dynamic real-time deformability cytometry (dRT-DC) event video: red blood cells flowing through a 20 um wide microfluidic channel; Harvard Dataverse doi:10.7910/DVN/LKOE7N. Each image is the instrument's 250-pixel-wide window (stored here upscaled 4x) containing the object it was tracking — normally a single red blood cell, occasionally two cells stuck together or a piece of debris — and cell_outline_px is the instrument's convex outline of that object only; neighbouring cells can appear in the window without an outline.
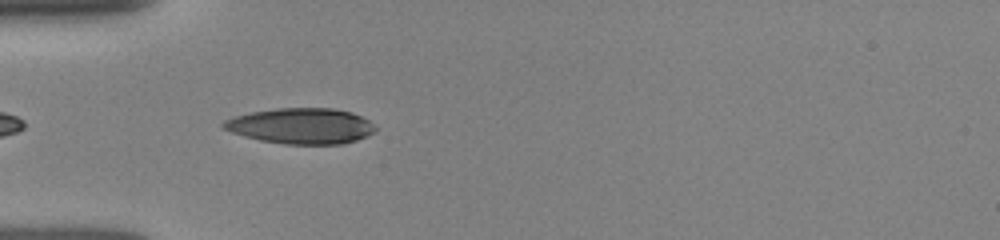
{"species": "human", "species_latin": "Homo sapiens", "temperature_condition": "room temperature", "stored_images_in_passage": 12, "camera_frame_rate_fps": 3000, "um_per_image_px": 0.085, "donor": {"sex": "female"}, "frame": {"image": 1, "passage_image": 10, "time_ms": 4.0, "image_size_px": [1000, 240], "cell_outline_px": [[376, 128], [368, 136], [344, 144], [284, 144], [260, 140], [244, 136], [232, 132], [224, 128], [220, 124], [224, 120], [232, 116], [252, 112], [276, 108], [332, 108], [352, 112], [376, 124]], "centroid_in_image_um": [25.59, 10.7], "position_along_channel_um": 59.4, "area_um2": 31.73}}
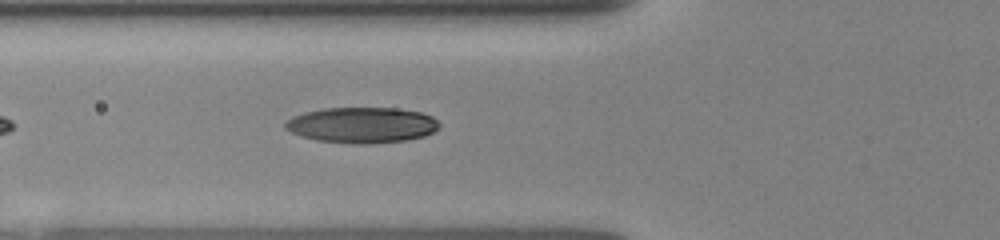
{"frame": {"image": 2, "passage_image": 12, "time_ms": 5.0, "image_size_px": [1000, 240], "cell_outline_px": [[440, 128], [424, 136], [408, 140], [368, 144], [356, 144], [316, 140], [292, 132], [284, 128], [284, 124], [292, 116], [304, 112], [324, 108], [396, 108], [420, 112], [432, 116], [440, 124]], "centroid_in_image_um": [30.78, 10.63], "position_along_channel_um": 95.0, "area_um2": 32.08}}